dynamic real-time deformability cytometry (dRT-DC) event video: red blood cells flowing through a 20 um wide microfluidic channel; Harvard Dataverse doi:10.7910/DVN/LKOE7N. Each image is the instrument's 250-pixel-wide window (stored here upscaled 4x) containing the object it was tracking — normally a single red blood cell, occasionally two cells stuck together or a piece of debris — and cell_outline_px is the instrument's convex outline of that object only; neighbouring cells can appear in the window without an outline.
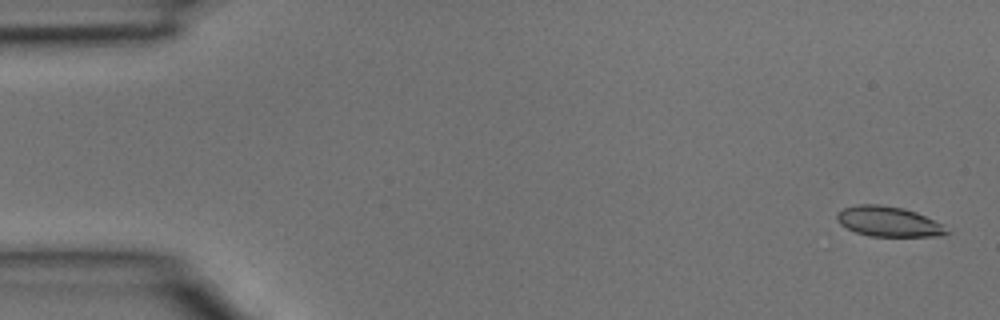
{"species": "common noctule bat (a hibernating species)", "species_latin": "Nyctalus noctula", "temperature_condition": "room temperature", "stored_images_in_passage": 16, "camera_frame_rate_fps": 3000, "um_per_image_px": 0.085, "animal": {"sex": "male", "body_mass_g": 15.6}, "frame": {"image": 1, "passage_image": 2, "time_ms": 0.333, "image_size_px": [1000, 320], "cell_outline_px": [[952, 232], [936, 236], [868, 236], [856, 232], [840, 224], [836, 220], [836, 212], [844, 208], [860, 204], [880, 204], [904, 208], [916, 212], [940, 224]], "centroid_in_image_um": [75.48, 18.83], "position_along_channel_um": 9.5, "area_um2": 19.13}}
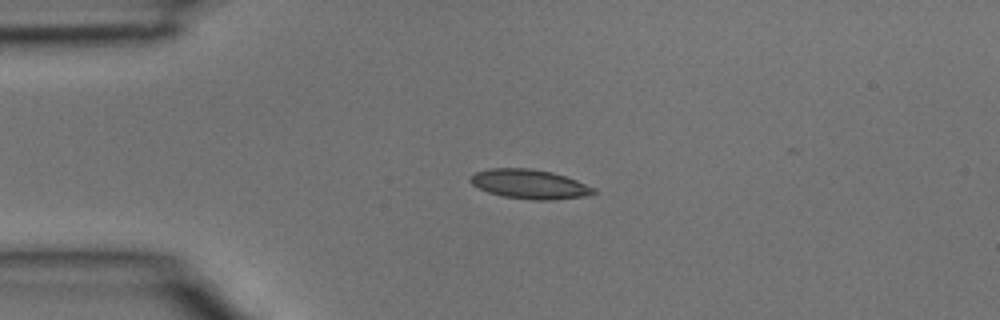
{"frame": {"image": 2, "passage_image": 10, "time_ms": 3.0, "image_size_px": [1000, 320], "cell_outline_px": [[596, 192], [588, 196], [552, 200], [532, 200], [504, 196], [488, 192], [472, 184], [468, 180], [476, 172], [488, 168], [528, 168], [552, 172], [576, 180], [596, 188]], "centroid_in_image_um": [45.03, 15.65], "position_along_channel_um": 40.0, "area_um2": 21.04}}